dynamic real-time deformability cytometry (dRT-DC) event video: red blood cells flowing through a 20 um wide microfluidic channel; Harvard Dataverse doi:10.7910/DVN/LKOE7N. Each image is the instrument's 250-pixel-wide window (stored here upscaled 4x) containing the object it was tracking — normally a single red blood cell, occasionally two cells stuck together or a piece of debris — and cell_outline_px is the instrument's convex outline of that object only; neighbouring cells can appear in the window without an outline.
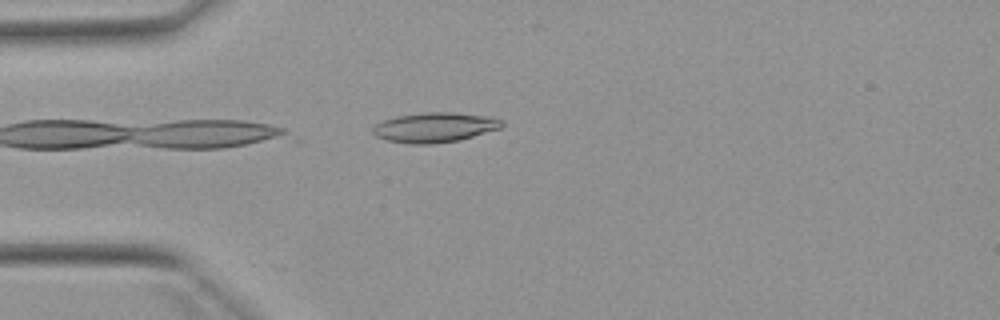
{"species": "Egyptian fruit bat (a non-hibernating species)", "species_latin": "Rousettus aegyptiacus", "temperature_condition": "warm", "stored_images_in_passage": 14, "camera_frame_rate_fps": 3000, "um_per_image_px": 0.085, "animal": {"sex": "female"}, "frame": {"image": 1, "passage_image": 14, "time_ms": 4.333, "image_size_px": [1000, 320], "cell_outline_px": [[504, 124], [500, 128], [460, 140], [432, 144], [412, 144], [384, 140], [376, 136], [372, 132], [372, 128], [376, 124], [384, 120], [396, 116], [424, 112], [452, 112], [492, 116], [504, 120]], "centroid_in_image_um": [36.96, 10.82], "position_along_channel_um": 48.0, "area_um2": 22.66}}